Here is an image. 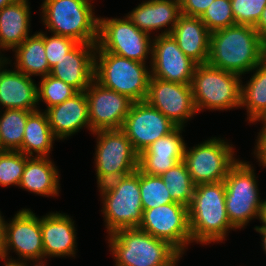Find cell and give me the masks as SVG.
I'll use <instances>...</instances> for the list:
<instances>
[{"instance_id":"13","label":"cell","mask_w":266,"mask_h":266,"mask_svg":"<svg viewBox=\"0 0 266 266\" xmlns=\"http://www.w3.org/2000/svg\"><path fill=\"white\" fill-rule=\"evenodd\" d=\"M138 228L169 242L182 255L192 243L188 207L176 202L143 210Z\"/></svg>"},{"instance_id":"3","label":"cell","mask_w":266,"mask_h":266,"mask_svg":"<svg viewBox=\"0 0 266 266\" xmlns=\"http://www.w3.org/2000/svg\"><path fill=\"white\" fill-rule=\"evenodd\" d=\"M115 266H178L183 255L169 242L139 228H125L106 236Z\"/></svg>"},{"instance_id":"15","label":"cell","mask_w":266,"mask_h":266,"mask_svg":"<svg viewBox=\"0 0 266 266\" xmlns=\"http://www.w3.org/2000/svg\"><path fill=\"white\" fill-rule=\"evenodd\" d=\"M197 65L184 54L171 34L153 35L151 78L191 85Z\"/></svg>"},{"instance_id":"16","label":"cell","mask_w":266,"mask_h":266,"mask_svg":"<svg viewBox=\"0 0 266 266\" xmlns=\"http://www.w3.org/2000/svg\"><path fill=\"white\" fill-rule=\"evenodd\" d=\"M145 101L177 127H186L197 114L191 85L150 78Z\"/></svg>"},{"instance_id":"27","label":"cell","mask_w":266,"mask_h":266,"mask_svg":"<svg viewBox=\"0 0 266 266\" xmlns=\"http://www.w3.org/2000/svg\"><path fill=\"white\" fill-rule=\"evenodd\" d=\"M56 140L46 112L38 109L28 115L22 146L18 151L29 157H50Z\"/></svg>"},{"instance_id":"31","label":"cell","mask_w":266,"mask_h":266,"mask_svg":"<svg viewBox=\"0 0 266 266\" xmlns=\"http://www.w3.org/2000/svg\"><path fill=\"white\" fill-rule=\"evenodd\" d=\"M160 177L168 188L173 202L188 207L193 198L196 185L192 181L184 161L178 162Z\"/></svg>"},{"instance_id":"17","label":"cell","mask_w":266,"mask_h":266,"mask_svg":"<svg viewBox=\"0 0 266 266\" xmlns=\"http://www.w3.org/2000/svg\"><path fill=\"white\" fill-rule=\"evenodd\" d=\"M91 134L98 130L121 129L133 101L104 88L95 80L85 90Z\"/></svg>"},{"instance_id":"47","label":"cell","mask_w":266,"mask_h":266,"mask_svg":"<svg viewBox=\"0 0 266 266\" xmlns=\"http://www.w3.org/2000/svg\"><path fill=\"white\" fill-rule=\"evenodd\" d=\"M5 151L2 147L1 140H0V152Z\"/></svg>"},{"instance_id":"42","label":"cell","mask_w":266,"mask_h":266,"mask_svg":"<svg viewBox=\"0 0 266 266\" xmlns=\"http://www.w3.org/2000/svg\"><path fill=\"white\" fill-rule=\"evenodd\" d=\"M254 230L260 234L261 246L266 254V227H254Z\"/></svg>"},{"instance_id":"41","label":"cell","mask_w":266,"mask_h":266,"mask_svg":"<svg viewBox=\"0 0 266 266\" xmlns=\"http://www.w3.org/2000/svg\"><path fill=\"white\" fill-rule=\"evenodd\" d=\"M0 260H2L4 262L3 266H29V263L31 264V262L29 261H17V260H11V259H7L4 258L2 256H0ZM40 266L36 263L31 264L30 266Z\"/></svg>"},{"instance_id":"46","label":"cell","mask_w":266,"mask_h":266,"mask_svg":"<svg viewBox=\"0 0 266 266\" xmlns=\"http://www.w3.org/2000/svg\"><path fill=\"white\" fill-rule=\"evenodd\" d=\"M258 121L260 123H262V125H266V113L264 114V116L260 120L255 121L253 124H257Z\"/></svg>"},{"instance_id":"25","label":"cell","mask_w":266,"mask_h":266,"mask_svg":"<svg viewBox=\"0 0 266 266\" xmlns=\"http://www.w3.org/2000/svg\"><path fill=\"white\" fill-rule=\"evenodd\" d=\"M30 10L29 0H17L0 9V54L4 58L2 52L13 51L31 35Z\"/></svg>"},{"instance_id":"26","label":"cell","mask_w":266,"mask_h":266,"mask_svg":"<svg viewBox=\"0 0 266 266\" xmlns=\"http://www.w3.org/2000/svg\"><path fill=\"white\" fill-rule=\"evenodd\" d=\"M50 157H30L25 164L19 188L43 196L60 193L59 169Z\"/></svg>"},{"instance_id":"6","label":"cell","mask_w":266,"mask_h":266,"mask_svg":"<svg viewBox=\"0 0 266 266\" xmlns=\"http://www.w3.org/2000/svg\"><path fill=\"white\" fill-rule=\"evenodd\" d=\"M148 67L146 63L107 51H95L94 80L104 88L127 96L133 102L145 101L151 78Z\"/></svg>"},{"instance_id":"10","label":"cell","mask_w":266,"mask_h":266,"mask_svg":"<svg viewBox=\"0 0 266 266\" xmlns=\"http://www.w3.org/2000/svg\"><path fill=\"white\" fill-rule=\"evenodd\" d=\"M94 165L97 185L129 175L138 169L139 155L121 129L98 130Z\"/></svg>"},{"instance_id":"1","label":"cell","mask_w":266,"mask_h":266,"mask_svg":"<svg viewBox=\"0 0 266 266\" xmlns=\"http://www.w3.org/2000/svg\"><path fill=\"white\" fill-rule=\"evenodd\" d=\"M266 58V42L250 25L235 24L211 33L207 64L240 76Z\"/></svg>"},{"instance_id":"12","label":"cell","mask_w":266,"mask_h":266,"mask_svg":"<svg viewBox=\"0 0 266 266\" xmlns=\"http://www.w3.org/2000/svg\"><path fill=\"white\" fill-rule=\"evenodd\" d=\"M8 222H5L0 256L17 261H32L43 266V241L39 216L30 208H22ZM11 250L16 253L17 259L9 256Z\"/></svg>"},{"instance_id":"39","label":"cell","mask_w":266,"mask_h":266,"mask_svg":"<svg viewBox=\"0 0 266 266\" xmlns=\"http://www.w3.org/2000/svg\"><path fill=\"white\" fill-rule=\"evenodd\" d=\"M256 138L253 153L257 159L256 162H259V166L266 168V125H262Z\"/></svg>"},{"instance_id":"2","label":"cell","mask_w":266,"mask_h":266,"mask_svg":"<svg viewBox=\"0 0 266 266\" xmlns=\"http://www.w3.org/2000/svg\"><path fill=\"white\" fill-rule=\"evenodd\" d=\"M188 214L192 243H222L231 230H236L225 208L224 181L196 185Z\"/></svg>"},{"instance_id":"24","label":"cell","mask_w":266,"mask_h":266,"mask_svg":"<svg viewBox=\"0 0 266 266\" xmlns=\"http://www.w3.org/2000/svg\"><path fill=\"white\" fill-rule=\"evenodd\" d=\"M170 34L187 57L198 65L207 64L211 32L199 17L181 14Z\"/></svg>"},{"instance_id":"29","label":"cell","mask_w":266,"mask_h":266,"mask_svg":"<svg viewBox=\"0 0 266 266\" xmlns=\"http://www.w3.org/2000/svg\"><path fill=\"white\" fill-rule=\"evenodd\" d=\"M250 79L241 83V105L247 110L248 123L260 120L266 113V58L251 70Z\"/></svg>"},{"instance_id":"8","label":"cell","mask_w":266,"mask_h":266,"mask_svg":"<svg viewBox=\"0 0 266 266\" xmlns=\"http://www.w3.org/2000/svg\"><path fill=\"white\" fill-rule=\"evenodd\" d=\"M257 178L253 164L239 159L224 179L225 208L235 229H244L251 220H259L263 199Z\"/></svg>"},{"instance_id":"11","label":"cell","mask_w":266,"mask_h":266,"mask_svg":"<svg viewBox=\"0 0 266 266\" xmlns=\"http://www.w3.org/2000/svg\"><path fill=\"white\" fill-rule=\"evenodd\" d=\"M233 146L219 137H211L191 148L186 143L183 161L194 184L224 181L229 169L239 160Z\"/></svg>"},{"instance_id":"20","label":"cell","mask_w":266,"mask_h":266,"mask_svg":"<svg viewBox=\"0 0 266 266\" xmlns=\"http://www.w3.org/2000/svg\"><path fill=\"white\" fill-rule=\"evenodd\" d=\"M184 127H176L168 135L157 139L138 158V168L147 175L161 176L183 160L185 140L181 135Z\"/></svg>"},{"instance_id":"40","label":"cell","mask_w":266,"mask_h":266,"mask_svg":"<svg viewBox=\"0 0 266 266\" xmlns=\"http://www.w3.org/2000/svg\"><path fill=\"white\" fill-rule=\"evenodd\" d=\"M262 39L266 42V6L261 14V17L254 27Z\"/></svg>"},{"instance_id":"5","label":"cell","mask_w":266,"mask_h":266,"mask_svg":"<svg viewBox=\"0 0 266 266\" xmlns=\"http://www.w3.org/2000/svg\"><path fill=\"white\" fill-rule=\"evenodd\" d=\"M93 0H43L41 21L49 33L73 38L78 43H97L99 17Z\"/></svg>"},{"instance_id":"4","label":"cell","mask_w":266,"mask_h":266,"mask_svg":"<svg viewBox=\"0 0 266 266\" xmlns=\"http://www.w3.org/2000/svg\"><path fill=\"white\" fill-rule=\"evenodd\" d=\"M98 187L106 233L125 228H138L142 223L143 207L140 193V169L113 179Z\"/></svg>"},{"instance_id":"23","label":"cell","mask_w":266,"mask_h":266,"mask_svg":"<svg viewBox=\"0 0 266 266\" xmlns=\"http://www.w3.org/2000/svg\"><path fill=\"white\" fill-rule=\"evenodd\" d=\"M180 15L179 0H145L126 14L139 30L150 35L156 30H162L160 35L170 34Z\"/></svg>"},{"instance_id":"7","label":"cell","mask_w":266,"mask_h":266,"mask_svg":"<svg viewBox=\"0 0 266 266\" xmlns=\"http://www.w3.org/2000/svg\"><path fill=\"white\" fill-rule=\"evenodd\" d=\"M242 78L238 74L208 64L197 65L191 81L197 113L204 109L210 111L241 109Z\"/></svg>"},{"instance_id":"36","label":"cell","mask_w":266,"mask_h":266,"mask_svg":"<svg viewBox=\"0 0 266 266\" xmlns=\"http://www.w3.org/2000/svg\"><path fill=\"white\" fill-rule=\"evenodd\" d=\"M266 6V0H231L235 24L255 27Z\"/></svg>"},{"instance_id":"45","label":"cell","mask_w":266,"mask_h":266,"mask_svg":"<svg viewBox=\"0 0 266 266\" xmlns=\"http://www.w3.org/2000/svg\"><path fill=\"white\" fill-rule=\"evenodd\" d=\"M17 0H0V9L5 7L6 5L12 4L16 2Z\"/></svg>"},{"instance_id":"48","label":"cell","mask_w":266,"mask_h":266,"mask_svg":"<svg viewBox=\"0 0 266 266\" xmlns=\"http://www.w3.org/2000/svg\"><path fill=\"white\" fill-rule=\"evenodd\" d=\"M4 59V57L0 54V62Z\"/></svg>"},{"instance_id":"9","label":"cell","mask_w":266,"mask_h":266,"mask_svg":"<svg viewBox=\"0 0 266 266\" xmlns=\"http://www.w3.org/2000/svg\"><path fill=\"white\" fill-rule=\"evenodd\" d=\"M121 18L99 16L95 51H107L140 63L150 62V66L153 37L139 30L126 15Z\"/></svg>"},{"instance_id":"30","label":"cell","mask_w":266,"mask_h":266,"mask_svg":"<svg viewBox=\"0 0 266 266\" xmlns=\"http://www.w3.org/2000/svg\"><path fill=\"white\" fill-rule=\"evenodd\" d=\"M1 111L0 140L2 147L4 150L18 151L22 146L28 115L32 111L24 109H4Z\"/></svg>"},{"instance_id":"32","label":"cell","mask_w":266,"mask_h":266,"mask_svg":"<svg viewBox=\"0 0 266 266\" xmlns=\"http://www.w3.org/2000/svg\"><path fill=\"white\" fill-rule=\"evenodd\" d=\"M76 93L77 91L73 87L48 74L40 78V82L37 84L38 106L43 102L47 107L42 111H46L48 108L71 98Z\"/></svg>"},{"instance_id":"37","label":"cell","mask_w":266,"mask_h":266,"mask_svg":"<svg viewBox=\"0 0 266 266\" xmlns=\"http://www.w3.org/2000/svg\"><path fill=\"white\" fill-rule=\"evenodd\" d=\"M78 42L73 38L52 34L44 33V47L46 53V59L50 69H52L58 61H60L65 54L70 52Z\"/></svg>"},{"instance_id":"22","label":"cell","mask_w":266,"mask_h":266,"mask_svg":"<svg viewBox=\"0 0 266 266\" xmlns=\"http://www.w3.org/2000/svg\"><path fill=\"white\" fill-rule=\"evenodd\" d=\"M45 112L52 133L58 140H65L83 128L91 132L85 91L77 92L71 98L48 108Z\"/></svg>"},{"instance_id":"14","label":"cell","mask_w":266,"mask_h":266,"mask_svg":"<svg viewBox=\"0 0 266 266\" xmlns=\"http://www.w3.org/2000/svg\"><path fill=\"white\" fill-rule=\"evenodd\" d=\"M177 126L146 101L133 102L121 130L140 155L157 139L168 135Z\"/></svg>"},{"instance_id":"18","label":"cell","mask_w":266,"mask_h":266,"mask_svg":"<svg viewBox=\"0 0 266 266\" xmlns=\"http://www.w3.org/2000/svg\"><path fill=\"white\" fill-rule=\"evenodd\" d=\"M74 223L71 216L60 211L49 212L40 217L43 266H47L48 258L76 257L77 230Z\"/></svg>"},{"instance_id":"44","label":"cell","mask_w":266,"mask_h":266,"mask_svg":"<svg viewBox=\"0 0 266 266\" xmlns=\"http://www.w3.org/2000/svg\"><path fill=\"white\" fill-rule=\"evenodd\" d=\"M5 222L4 215L2 216V212L0 211V250L2 249L4 242Z\"/></svg>"},{"instance_id":"38","label":"cell","mask_w":266,"mask_h":266,"mask_svg":"<svg viewBox=\"0 0 266 266\" xmlns=\"http://www.w3.org/2000/svg\"><path fill=\"white\" fill-rule=\"evenodd\" d=\"M214 0H179L181 14L201 17Z\"/></svg>"},{"instance_id":"33","label":"cell","mask_w":266,"mask_h":266,"mask_svg":"<svg viewBox=\"0 0 266 266\" xmlns=\"http://www.w3.org/2000/svg\"><path fill=\"white\" fill-rule=\"evenodd\" d=\"M140 193L143 210L174 203L168 188L160 176H152L140 170Z\"/></svg>"},{"instance_id":"19","label":"cell","mask_w":266,"mask_h":266,"mask_svg":"<svg viewBox=\"0 0 266 266\" xmlns=\"http://www.w3.org/2000/svg\"><path fill=\"white\" fill-rule=\"evenodd\" d=\"M11 63L12 60L7 57L0 62V107L32 112L38 110L36 82L16 68L7 69V64Z\"/></svg>"},{"instance_id":"43","label":"cell","mask_w":266,"mask_h":266,"mask_svg":"<svg viewBox=\"0 0 266 266\" xmlns=\"http://www.w3.org/2000/svg\"><path fill=\"white\" fill-rule=\"evenodd\" d=\"M259 221L262 223V225L255 227H266V199L262 200Z\"/></svg>"},{"instance_id":"34","label":"cell","mask_w":266,"mask_h":266,"mask_svg":"<svg viewBox=\"0 0 266 266\" xmlns=\"http://www.w3.org/2000/svg\"><path fill=\"white\" fill-rule=\"evenodd\" d=\"M20 151L0 152V186H19L26 161L29 159Z\"/></svg>"},{"instance_id":"28","label":"cell","mask_w":266,"mask_h":266,"mask_svg":"<svg viewBox=\"0 0 266 266\" xmlns=\"http://www.w3.org/2000/svg\"><path fill=\"white\" fill-rule=\"evenodd\" d=\"M14 68L29 77H44L51 69L46 59L44 47V32L38 31L28 36L14 50Z\"/></svg>"},{"instance_id":"21","label":"cell","mask_w":266,"mask_h":266,"mask_svg":"<svg viewBox=\"0 0 266 266\" xmlns=\"http://www.w3.org/2000/svg\"><path fill=\"white\" fill-rule=\"evenodd\" d=\"M97 43H78L57 62L50 75L77 92L85 91L94 80V55Z\"/></svg>"},{"instance_id":"35","label":"cell","mask_w":266,"mask_h":266,"mask_svg":"<svg viewBox=\"0 0 266 266\" xmlns=\"http://www.w3.org/2000/svg\"><path fill=\"white\" fill-rule=\"evenodd\" d=\"M200 19L211 33L235 25L231 0H214Z\"/></svg>"}]
</instances>
